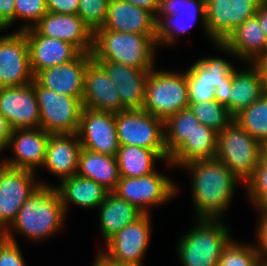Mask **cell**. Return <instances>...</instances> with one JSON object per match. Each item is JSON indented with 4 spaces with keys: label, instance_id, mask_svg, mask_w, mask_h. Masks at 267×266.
Returning a JSON list of instances; mask_svg holds the SVG:
<instances>
[{
    "label": "cell",
    "instance_id": "obj_23",
    "mask_svg": "<svg viewBox=\"0 0 267 266\" xmlns=\"http://www.w3.org/2000/svg\"><path fill=\"white\" fill-rule=\"evenodd\" d=\"M102 28L116 32L146 34L156 38L154 15L144 8L122 0H109Z\"/></svg>",
    "mask_w": 267,
    "mask_h": 266
},
{
    "label": "cell",
    "instance_id": "obj_7",
    "mask_svg": "<svg viewBox=\"0 0 267 266\" xmlns=\"http://www.w3.org/2000/svg\"><path fill=\"white\" fill-rule=\"evenodd\" d=\"M119 146H138L156 151L167 163L164 121L141 110H123L115 114Z\"/></svg>",
    "mask_w": 267,
    "mask_h": 266
},
{
    "label": "cell",
    "instance_id": "obj_11",
    "mask_svg": "<svg viewBox=\"0 0 267 266\" xmlns=\"http://www.w3.org/2000/svg\"><path fill=\"white\" fill-rule=\"evenodd\" d=\"M151 222L150 214H143L109 238L100 251L118 263L143 266L142 260L151 240Z\"/></svg>",
    "mask_w": 267,
    "mask_h": 266
},
{
    "label": "cell",
    "instance_id": "obj_30",
    "mask_svg": "<svg viewBox=\"0 0 267 266\" xmlns=\"http://www.w3.org/2000/svg\"><path fill=\"white\" fill-rule=\"evenodd\" d=\"M117 162L120 177H142L155 172L156 160H165L154 150L138 146H119Z\"/></svg>",
    "mask_w": 267,
    "mask_h": 266
},
{
    "label": "cell",
    "instance_id": "obj_41",
    "mask_svg": "<svg viewBox=\"0 0 267 266\" xmlns=\"http://www.w3.org/2000/svg\"><path fill=\"white\" fill-rule=\"evenodd\" d=\"M188 81L187 92L189 103H198L215 100V87L207 80L198 78L189 68L185 71Z\"/></svg>",
    "mask_w": 267,
    "mask_h": 266
},
{
    "label": "cell",
    "instance_id": "obj_40",
    "mask_svg": "<svg viewBox=\"0 0 267 266\" xmlns=\"http://www.w3.org/2000/svg\"><path fill=\"white\" fill-rule=\"evenodd\" d=\"M107 73L110 80L120 85V82L133 79H148L151 69H138L119 62L94 60Z\"/></svg>",
    "mask_w": 267,
    "mask_h": 266
},
{
    "label": "cell",
    "instance_id": "obj_14",
    "mask_svg": "<svg viewBox=\"0 0 267 266\" xmlns=\"http://www.w3.org/2000/svg\"><path fill=\"white\" fill-rule=\"evenodd\" d=\"M82 148L117 156L119 149L115 114L83 107L77 131Z\"/></svg>",
    "mask_w": 267,
    "mask_h": 266
},
{
    "label": "cell",
    "instance_id": "obj_42",
    "mask_svg": "<svg viewBox=\"0 0 267 266\" xmlns=\"http://www.w3.org/2000/svg\"><path fill=\"white\" fill-rule=\"evenodd\" d=\"M0 266H26L19 245L8 240L4 232H0Z\"/></svg>",
    "mask_w": 267,
    "mask_h": 266
},
{
    "label": "cell",
    "instance_id": "obj_32",
    "mask_svg": "<svg viewBox=\"0 0 267 266\" xmlns=\"http://www.w3.org/2000/svg\"><path fill=\"white\" fill-rule=\"evenodd\" d=\"M233 120L259 143H267V95L241 110Z\"/></svg>",
    "mask_w": 267,
    "mask_h": 266
},
{
    "label": "cell",
    "instance_id": "obj_26",
    "mask_svg": "<svg viewBox=\"0 0 267 266\" xmlns=\"http://www.w3.org/2000/svg\"><path fill=\"white\" fill-rule=\"evenodd\" d=\"M97 209L99 210V227L103 243L144 214L136 206L113 192L107 193L105 200Z\"/></svg>",
    "mask_w": 267,
    "mask_h": 266
},
{
    "label": "cell",
    "instance_id": "obj_8",
    "mask_svg": "<svg viewBox=\"0 0 267 266\" xmlns=\"http://www.w3.org/2000/svg\"><path fill=\"white\" fill-rule=\"evenodd\" d=\"M40 110V128L49 134H76L79 129L82 98L57 93L32 81Z\"/></svg>",
    "mask_w": 267,
    "mask_h": 266
},
{
    "label": "cell",
    "instance_id": "obj_13",
    "mask_svg": "<svg viewBox=\"0 0 267 266\" xmlns=\"http://www.w3.org/2000/svg\"><path fill=\"white\" fill-rule=\"evenodd\" d=\"M28 40L18 30L0 36V87H21L32 83Z\"/></svg>",
    "mask_w": 267,
    "mask_h": 266
},
{
    "label": "cell",
    "instance_id": "obj_50",
    "mask_svg": "<svg viewBox=\"0 0 267 266\" xmlns=\"http://www.w3.org/2000/svg\"><path fill=\"white\" fill-rule=\"evenodd\" d=\"M125 2H129L137 7L144 8L150 11L154 16L158 9L159 0H122Z\"/></svg>",
    "mask_w": 267,
    "mask_h": 266
},
{
    "label": "cell",
    "instance_id": "obj_15",
    "mask_svg": "<svg viewBox=\"0 0 267 266\" xmlns=\"http://www.w3.org/2000/svg\"><path fill=\"white\" fill-rule=\"evenodd\" d=\"M49 135L42 128L13 129L8 149L14 155L1 162L11 168L36 172L44 165Z\"/></svg>",
    "mask_w": 267,
    "mask_h": 266
},
{
    "label": "cell",
    "instance_id": "obj_51",
    "mask_svg": "<svg viewBox=\"0 0 267 266\" xmlns=\"http://www.w3.org/2000/svg\"><path fill=\"white\" fill-rule=\"evenodd\" d=\"M92 266H130V265L113 261L99 250L97 252V255L95 256Z\"/></svg>",
    "mask_w": 267,
    "mask_h": 266
},
{
    "label": "cell",
    "instance_id": "obj_12",
    "mask_svg": "<svg viewBox=\"0 0 267 266\" xmlns=\"http://www.w3.org/2000/svg\"><path fill=\"white\" fill-rule=\"evenodd\" d=\"M264 0H206L207 37L223 43L246 19L256 15Z\"/></svg>",
    "mask_w": 267,
    "mask_h": 266
},
{
    "label": "cell",
    "instance_id": "obj_53",
    "mask_svg": "<svg viewBox=\"0 0 267 266\" xmlns=\"http://www.w3.org/2000/svg\"><path fill=\"white\" fill-rule=\"evenodd\" d=\"M260 162L267 167V143L262 144L260 150Z\"/></svg>",
    "mask_w": 267,
    "mask_h": 266
},
{
    "label": "cell",
    "instance_id": "obj_9",
    "mask_svg": "<svg viewBox=\"0 0 267 266\" xmlns=\"http://www.w3.org/2000/svg\"><path fill=\"white\" fill-rule=\"evenodd\" d=\"M178 191L176 182L156 170L142 177H120L113 193L136 206L144 214H151V207L170 202Z\"/></svg>",
    "mask_w": 267,
    "mask_h": 266
},
{
    "label": "cell",
    "instance_id": "obj_20",
    "mask_svg": "<svg viewBox=\"0 0 267 266\" xmlns=\"http://www.w3.org/2000/svg\"><path fill=\"white\" fill-rule=\"evenodd\" d=\"M215 46L245 65L267 56V38L256 16L246 19L223 43Z\"/></svg>",
    "mask_w": 267,
    "mask_h": 266
},
{
    "label": "cell",
    "instance_id": "obj_34",
    "mask_svg": "<svg viewBox=\"0 0 267 266\" xmlns=\"http://www.w3.org/2000/svg\"><path fill=\"white\" fill-rule=\"evenodd\" d=\"M188 108L201 124L214 129L218 133L233 121V116L228 109L216 100L189 103Z\"/></svg>",
    "mask_w": 267,
    "mask_h": 266
},
{
    "label": "cell",
    "instance_id": "obj_6",
    "mask_svg": "<svg viewBox=\"0 0 267 266\" xmlns=\"http://www.w3.org/2000/svg\"><path fill=\"white\" fill-rule=\"evenodd\" d=\"M262 144L232 121L218 133L216 158L244 185L260 162Z\"/></svg>",
    "mask_w": 267,
    "mask_h": 266
},
{
    "label": "cell",
    "instance_id": "obj_17",
    "mask_svg": "<svg viewBox=\"0 0 267 266\" xmlns=\"http://www.w3.org/2000/svg\"><path fill=\"white\" fill-rule=\"evenodd\" d=\"M0 111L13 129L40 128V110L32 83L0 87Z\"/></svg>",
    "mask_w": 267,
    "mask_h": 266
},
{
    "label": "cell",
    "instance_id": "obj_16",
    "mask_svg": "<svg viewBox=\"0 0 267 266\" xmlns=\"http://www.w3.org/2000/svg\"><path fill=\"white\" fill-rule=\"evenodd\" d=\"M33 28L43 36L74 45L81 53H91L93 30L77 14L47 12Z\"/></svg>",
    "mask_w": 267,
    "mask_h": 266
},
{
    "label": "cell",
    "instance_id": "obj_52",
    "mask_svg": "<svg viewBox=\"0 0 267 266\" xmlns=\"http://www.w3.org/2000/svg\"><path fill=\"white\" fill-rule=\"evenodd\" d=\"M255 16L258 18L264 35L267 38V0H264V2L259 6Z\"/></svg>",
    "mask_w": 267,
    "mask_h": 266
},
{
    "label": "cell",
    "instance_id": "obj_46",
    "mask_svg": "<svg viewBox=\"0 0 267 266\" xmlns=\"http://www.w3.org/2000/svg\"><path fill=\"white\" fill-rule=\"evenodd\" d=\"M12 131L13 128L0 111V153L8 148Z\"/></svg>",
    "mask_w": 267,
    "mask_h": 266
},
{
    "label": "cell",
    "instance_id": "obj_35",
    "mask_svg": "<svg viewBox=\"0 0 267 266\" xmlns=\"http://www.w3.org/2000/svg\"><path fill=\"white\" fill-rule=\"evenodd\" d=\"M262 261L255 244L231 240L219 258L218 266H261Z\"/></svg>",
    "mask_w": 267,
    "mask_h": 266
},
{
    "label": "cell",
    "instance_id": "obj_45",
    "mask_svg": "<svg viewBox=\"0 0 267 266\" xmlns=\"http://www.w3.org/2000/svg\"><path fill=\"white\" fill-rule=\"evenodd\" d=\"M182 0H159L155 15H174L181 13Z\"/></svg>",
    "mask_w": 267,
    "mask_h": 266
},
{
    "label": "cell",
    "instance_id": "obj_18",
    "mask_svg": "<svg viewBox=\"0 0 267 266\" xmlns=\"http://www.w3.org/2000/svg\"><path fill=\"white\" fill-rule=\"evenodd\" d=\"M91 53H79L73 60L39 71L34 79L43 87L63 95L83 98L84 77Z\"/></svg>",
    "mask_w": 267,
    "mask_h": 266
},
{
    "label": "cell",
    "instance_id": "obj_55",
    "mask_svg": "<svg viewBox=\"0 0 267 266\" xmlns=\"http://www.w3.org/2000/svg\"><path fill=\"white\" fill-rule=\"evenodd\" d=\"M261 266H267V261H263Z\"/></svg>",
    "mask_w": 267,
    "mask_h": 266
},
{
    "label": "cell",
    "instance_id": "obj_37",
    "mask_svg": "<svg viewBox=\"0 0 267 266\" xmlns=\"http://www.w3.org/2000/svg\"><path fill=\"white\" fill-rule=\"evenodd\" d=\"M147 79H133L120 82L117 90L123 110H141L145 100Z\"/></svg>",
    "mask_w": 267,
    "mask_h": 266
},
{
    "label": "cell",
    "instance_id": "obj_25",
    "mask_svg": "<svg viewBox=\"0 0 267 266\" xmlns=\"http://www.w3.org/2000/svg\"><path fill=\"white\" fill-rule=\"evenodd\" d=\"M59 193L66 215L70 204L84 209H97L108 193L92 179L78 175L71 176L54 186Z\"/></svg>",
    "mask_w": 267,
    "mask_h": 266
},
{
    "label": "cell",
    "instance_id": "obj_43",
    "mask_svg": "<svg viewBox=\"0 0 267 266\" xmlns=\"http://www.w3.org/2000/svg\"><path fill=\"white\" fill-rule=\"evenodd\" d=\"M259 218L256 224V240L257 243L254 242L261 261H267V212H258Z\"/></svg>",
    "mask_w": 267,
    "mask_h": 266
},
{
    "label": "cell",
    "instance_id": "obj_38",
    "mask_svg": "<svg viewBox=\"0 0 267 266\" xmlns=\"http://www.w3.org/2000/svg\"><path fill=\"white\" fill-rule=\"evenodd\" d=\"M109 0H79L77 15L93 30L102 27Z\"/></svg>",
    "mask_w": 267,
    "mask_h": 266
},
{
    "label": "cell",
    "instance_id": "obj_28",
    "mask_svg": "<svg viewBox=\"0 0 267 266\" xmlns=\"http://www.w3.org/2000/svg\"><path fill=\"white\" fill-rule=\"evenodd\" d=\"M76 175L92 179L108 192H113L120 180L117 158L82 148Z\"/></svg>",
    "mask_w": 267,
    "mask_h": 266
},
{
    "label": "cell",
    "instance_id": "obj_22",
    "mask_svg": "<svg viewBox=\"0 0 267 266\" xmlns=\"http://www.w3.org/2000/svg\"><path fill=\"white\" fill-rule=\"evenodd\" d=\"M23 32L28 40L30 65L34 76L41 70L69 62L80 53L71 43L40 35L33 27Z\"/></svg>",
    "mask_w": 267,
    "mask_h": 266
},
{
    "label": "cell",
    "instance_id": "obj_3",
    "mask_svg": "<svg viewBox=\"0 0 267 266\" xmlns=\"http://www.w3.org/2000/svg\"><path fill=\"white\" fill-rule=\"evenodd\" d=\"M157 39L146 34L116 32L102 27L94 31L93 60L119 62L138 69H153Z\"/></svg>",
    "mask_w": 267,
    "mask_h": 266
},
{
    "label": "cell",
    "instance_id": "obj_44",
    "mask_svg": "<svg viewBox=\"0 0 267 266\" xmlns=\"http://www.w3.org/2000/svg\"><path fill=\"white\" fill-rule=\"evenodd\" d=\"M79 0H46L47 12L77 14Z\"/></svg>",
    "mask_w": 267,
    "mask_h": 266
},
{
    "label": "cell",
    "instance_id": "obj_54",
    "mask_svg": "<svg viewBox=\"0 0 267 266\" xmlns=\"http://www.w3.org/2000/svg\"><path fill=\"white\" fill-rule=\"evenodd\" d=\"M9 25L0 17V32L8 29Z\"/></svg>",
    "mask_w": 267,
    "mask_h": 266
},
{
    "label": "cell",
    "instance_id": "obj_33",
    "mask_svg": "<svg viewBox=\"0 0 267 266\" xmlns=\"http://www.w3.org/2000/svg\"><path fill=\"white\" fill-rule=\"evenodd\" d=\"M189 69L201 80H207L217 88L233 79L234 65L222 57H203L190 65Z\"/></svg>",
    "mask_w": 267,
    "mask_h": 266
},
{
    "label": "cell",
    "instance_id": "obj_39",
    "mask_svg": "<svg viewBox=\"0 0 267 266\" xmlns=\"http://www.w3.org/2000/svg\"><path fill=\"white\" fill-rule=\"evenodd\" d=\"M46 13V0H15V22L19 19L27 22L20 31L33 27Z\"/></svg>",
    "mask_w": 267,
    "mask_h": 266
},
{
    "label": "cell",
    "instance_id": "obj_2",
    "mask_svg": "<svg viewBox=\"0 0 267 266\" xmlns=\"http://www.w3.org/2000/svg\"><path fill=\"white\" fill-rule=\"evenodd\" d=\"M66 216L56 188L41 185L24 202L4 234L12 242H17L16 232L32 241L47 240L65 226Z\"/></svg>",
    "mask_w": 267,
    "mask_h": 266
},
{
    "label": "cell",
    "instance_id": "obj_49",
    "mask_svg": "<svg viewBox=\"0 0 267 266\" xmlns=\"http://www.w3.org/2000/svg\"><path fill=\"white\" fill-rule=\"evenodd\" d=\"M252 64L259 72L263 93L267 95V56L254 60Z\"/></svg>",
    "mask_w": 267,
    "mask_h": 266
},
{
    "label": "cell",
    "instance_id": "obj_4",
    "mask_svg": "<svg viewBox=\"0 0 267 266\" xmlns=\"http://www.w3.org/2000/svg\"><path fill=\"white\" fill-rule=\"evenodd\" d=\"M176 245L182 266H218L224 248L232 240L223 219H195ZM231 236V237H230Z\"/></svg>",
    "mask_w": 267,
    "mask_h": 266
},
{
    "label": "cell",
    "instance_id": "obj_10",
    "mask_svg": "<svg viewBox=\"0 0 267 266\" xmlns=\"http://www.w3.org/2000/svg\"><path fill=\"white\" fill-rule=\"evenodd\" d=\"M35 179V172L11 168L0 162V232L11 225L21 206L41 185L54 187Z\"/></svg>",
    "mask_w": 267,
    "mask_h": 266
},
{
    "label": "cell",
    "instance_id": "obj_27",
    "mask_svg": "<svg viewBox=\"0 0 267 266\" xmlns=\"http://www.w3.org/2000/svg\"><path fill=\"white\" fill-rule=\"evenodd\" d=\"M218 132L200 124L193 134L169 157L166 165L180 168L182 165L200 159L215 158Z\"/></svg>",
    "mask_w": 267,
    "mask_h": 266
},
{
    "label": "cell",
    "instance_id": "obj_36",
    "mask_svg": "<svg viewBox=\"0 0 267 266\" xmlns=\"http://www.w3.org/2000/svg\"><path fill=\"white\" fill-rule=\"evenodd\" d=\"M246 197L258 212H267V167L261 162L256 166L252 177L244 184Z\"/></svg>",
    "mask_w": 267,
    "mask_h": 266
},
{
    "label": "cell",
    "instance_id": "obj_47",
    "mask_svg": "<svg viewBox=\"0 0 267 266\" xmlns=\"http://www.w3.org/2000/svg\"><path fill=\"white\" fill-rule=\"evenodd\" d=\"M0 17L9 25L15 23V0H0Z\"/></svg>",
    "mask_w": 267,
    "mask_h": 266
},
{
    "label": "cell",
    "instance_id": "obj_19",
    "mask_svg": "<svg viewBox=\"0 0 267 266\" xmlns=\"http://www.w3.org/2000/svg\"><path fill=\"white\" fill-rule=\"evenodd\" d=\"M82 104L99 112L117 114L123 111L117 84L94 60L86 67Z\"/></svg>",
    "mask_w": 267,
    "mask_h": 266
},
{
    "label": "cell",
    "instance_id": "obj_24",
    "mask_svg": "<svg viewBox=\"0 0 267 266\" xmlns=\"http://www.w3.org/2000/svg\"><path fill=\"white\" fill-rule=\"evenodd\" d=\"M82 145L76 134H50L46 147L44 169L58 177V181L77 174Z\"/></svg>",
    "mask_w": 267,
    "mask_h": 266
},
{
    "label": "cell",
    "instance_id": "obj_31",
    "mask_svg": "<svg viewBox=\"0 0 267 266\" xmlns=\"http://www.w3.org/2000/svg\"><path fill=\"white\" fill-rule=\"evenodd\" d=\"M201 123L187 108L164 121V143L169 157L193 134Z\"/></svg>",
    "mask_w": 267,
    "mask_h": 266
},
{
    "label": "cell",
    "instance_id": "obj_5",
    "mask_svg": "<svg viewBox=\"0 0 267 266\" xmlns=\"http://www.w3.org/2000/svg\"><path fill=\"white\" fill-rule=\"evenodd\" d=\"M185 71L150 70L142 109L165 121L189 105Z\"/></svg>",
    "mask_w": 267,
    "mask_h": 266
},
{
    "label": "cell",
    "instance_id": "obj_29",
    "mask_svg": "<svg viewBox=\"0 0 267 266\" xmlns=\"http://www.w3.org/2000/svg\"><path fill=\"white\" fill-rule=\"evenodd\" d=\"M247 69H236L229 92V113L234 117L241 110L258 101L263 93L258 70L252 63H247Z\"/></svg>",
    "mask_w": 267,
    "mask_h": 266
},
{
    "label": "cell",
    "instance_id": "obj_48",
    "mask_svg": "<svg viewBox=\"0 0 267 266\" xmlns=\"http://www.w3.org/2000/svg\"><path fill=\"white\" fill-rule=\"evenodd\" d=\"M232 87V80L225 82L215 88L214 96L215 100L221 105L225 106L229 111V92Z\"/></svg>",
    "mask_w": 267,
    "mask_h": 266
},
{
    "label": "cell",
    "instance_id": "obj_1",
    "mask_svg": "<svg viewBox=\"0 0 267 266\" xmlns=\"http://www.w3.org/2000/svg\"><path fill=\"white\" fill-rule=\"evenodd\" d=\"M196 219H223L240 182L216 157L186 163Z\"/></svg>",
    "mask_w": 267,
    "mask_h": 266
},
{
    "label": "cell",
    "instance_id": "obj_21",
    "mask_svg": "<svg viewBox=\"0 0 267 266\" xmlns=\"http://www.w3.org/2000/svg\"><path fill=\"white\" fill-rule=\"evenodd\" d=\"M156 39L160 45L172 46L177 44L180 35L187 34L201 18L205 35L206 27V0H182L181 13L174 15H155ZM162 18V19H161Z\"/></svg>",
    "mask_w": 267,
    "mask_h": 266
}]
</instances>
